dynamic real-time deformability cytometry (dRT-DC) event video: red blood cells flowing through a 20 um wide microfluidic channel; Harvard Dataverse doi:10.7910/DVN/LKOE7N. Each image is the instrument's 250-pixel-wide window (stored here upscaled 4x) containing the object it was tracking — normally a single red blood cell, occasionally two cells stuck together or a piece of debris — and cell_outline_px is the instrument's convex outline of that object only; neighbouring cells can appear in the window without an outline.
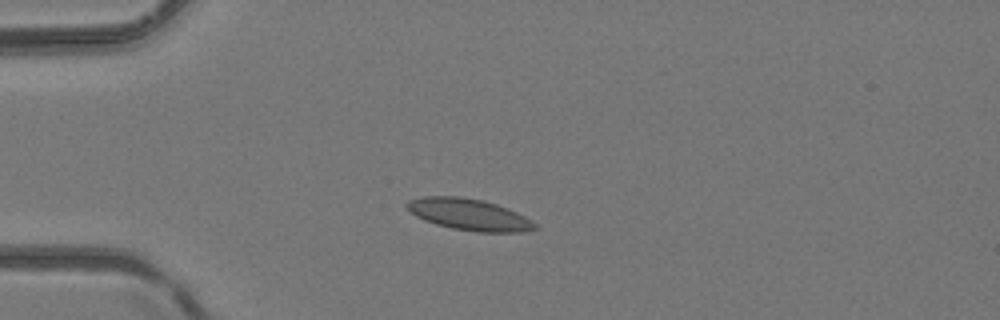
{"species": "common noctule bat (a hibernating species)", "species_latin": "Nyctalus noctula", "temperature_condition": "room temperature", "stored_images_in_passage": 2, "camera_frame_rate_fps": 3000, "um_per_image_px": 0.085, "animal": {"sex": "female", "body_mass_g": 24.6, "forearm_length_mm": 56.2}, "frame": {"image": 1, "passage_image": 2, "time_ms": 0.333, "image_size_px": [1000, 320], "cell_outline_px": [[536, 228], [528, 232], [476, 232], [452, 228], [436, 224], [424, 220], [416, 216], [404, 204], [408, 200], [424, 196], [460, 196], [484, 200], [508, 208], [532, 220], [536, 224]], "centroid_in_image_um": [39.88, 18.23], "position_along_channel_um": 45.1, "area_um2": 23.58}}